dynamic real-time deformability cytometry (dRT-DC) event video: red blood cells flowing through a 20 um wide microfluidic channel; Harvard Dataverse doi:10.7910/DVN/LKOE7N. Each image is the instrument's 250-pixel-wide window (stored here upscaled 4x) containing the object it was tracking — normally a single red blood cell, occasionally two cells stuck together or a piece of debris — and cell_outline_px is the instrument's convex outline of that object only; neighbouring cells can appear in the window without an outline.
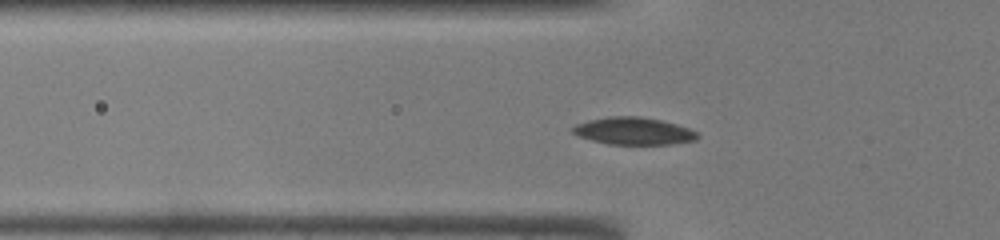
{"species": "common noctule bat (a hibernating species)", "species_latin": "Nyctalus noctula", "temperature_condition": "warm", "stored_images_in_passage": 38, "camera_frame_rate_fps": 3000, "um_per_image_px": 0.085, "animal": {"sex": "male", "body_mass_g": 19.0, "forearm_length_mm": 50.8}, "frame": {"image": 1, "passage_image": 5, "time_ms": 1.333, "image_size_px": [1000, 240], "cell_outline_px": [[700, 136], [696, 140], [672, 144], [608, 144], [576, 136], [572, 132], [572, 128], [576, 124], [588, 120], [608, 116], [640, 116], [660, 120], [676, 124], [688, 128], [696, 132]], "centroid_in_image_um": [53.83, 11.13], "position_along_channel_um": 72.0, "area_um2": 19.88}}
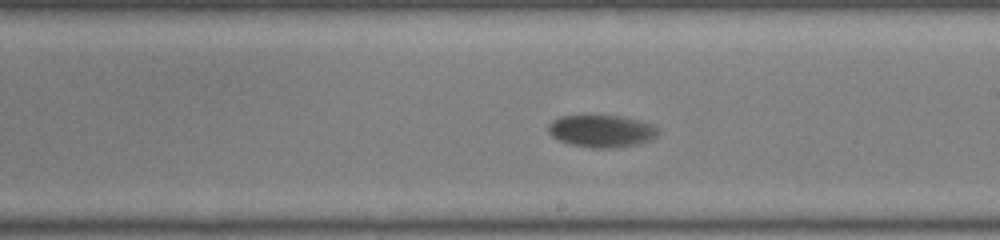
{"frame": {"image": 2, "passage_image": 17, "time_ms": 5.333, "image_size_px": [1000, 240], "cell_outline_px": [[660, 132], [652, 140], [636, 144], [616, 148], [592, 148], [568, 144], [552, 136], [548, 132], [548, 124], [552, 120], [560, 116], [620, 116], [640, 120], [656, 124]], "centroid_in_image_um": [51.17, 11.14], "position_along_channel_um": 237.8, "area_um2": 20.92}}
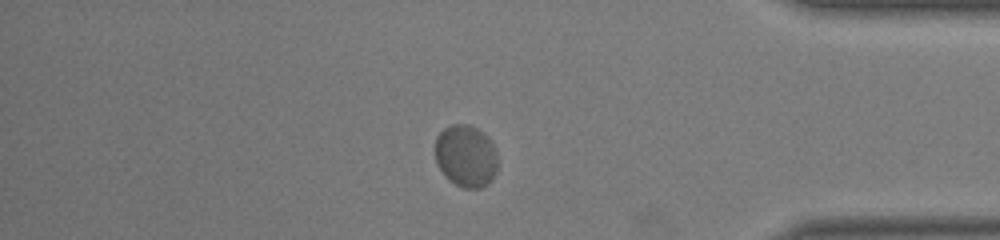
{"frame": {"image": 3, "passage_image": 30, "time_ms": 9.667, "image_size_px": [1000, 240], "cell_outline_px": [[496, 172], [492, 180], [488, 184], [480, 188], [464, 188], [448, 180], [444, 176], [436, 164], [436, 136], [444, 128], [452, 124], [468, 124], [484, 132], [496, 148]], "centroid_in_image_um": [39.6, 13.26], "position_along_channel_um": 395.6, "area_um2": 22.89}}